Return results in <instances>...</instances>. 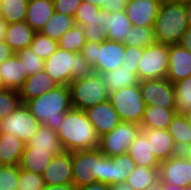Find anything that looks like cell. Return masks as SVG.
Masks as SVG:
<instances>
[{"label":"cell","instance_id":"52","mask_svg":"<svg viewBox=\"0 0 191 190\" xmlns=\"http://www.w3.org/2000/svg\"><path fill=\"white\" fill-rule=\"evenodd\" d=\"M44 190H77V188L73 184L67 185H46Z\"/></svg>","mask_w":191,"mask_h":190},{"label":"cell","instance_id":"30","mask_svg":"<svg viewBox=\"0 0 191 190\" xmlns=\"http://www.w3.org/2000/svg\"><path fill=\"white\" fill-rule=\"evenodd\" d=\"M167 130L179 152L191 147V125L182 114H175Z\"/></svg>","mask_w":191,"mask_h":190},{"label":"cell","instance_id":"48","mask_svg":"<svg viewBox=\"0 0 191 190\" xmlns=\"http://www.w3.org/2000/svg\"><path fill=\"white\" fill-rule=\"evenodd\" d=\"M126 5L127 4L124 0H108V5L104 8V10H107L110 13L123 11L125 10Z\"/></svg>","mask_w":191,"mask_h":190},{"label":"cell","instance_id":"45","mask_svg":"<svg viewBox=\"0 0 191 190\" xmlns=\"http://www.w3.org/2000/svg\"><path fill=\"white\" fill-rule=\"evenodd\" d=\"M100 9L101 8L96 5L82 1L74 16L75 24L81 26L85 25V21L93 20L97 16V12H99Z\"/></svg>","mask_w":191,"mask_h":190},{"label":"cell","instance_id":"10","mask_svg":"<svg viewBox=\"0 0 191 190\" xmlns=\"http://www.w3.org/2000/svg\"><path fill=\"white\" fill-rule=\"evenodd\" d=\"M41 125L25 104H21L0 120V133H9L27 144Z\"/></svg>","mask_w":191,"mask_h":190},{"label":"cell","instance_id":"17","mask_svg":"<svg viewBox=\"0 0 191 190\" xmlns=\"http://www.w3.org/2000/svg\"><path fill=\"white\" fill-rule=\"evenodd\" d=\"M161 0H133L125 7L132 26H153L158 15Z\"/></svg>","mask_w":191,"mask_h":190},{"label":"cell","instance_id":"20","mask_svg":"<svg viewBox=\"0 0 191 190\" xmlns=\"http://www.w3.org/2000/svg\"><path fill=\"white\" fill-rule=\"evenodd\" d=\"M27 77L23 62L16 55L0 64V78L6 89L19 91Z\"/></svg>","mask_w":191,"mask_h":190},{"label":"cell","instance_id":"42","mask_svg":"<svg viewBox=\"0 0 191 190\" xmlns=\"http://www.w3.org/2000/svg\"><path fill=\"white\" fill-rule=\"evenodd\" d=\"M18 165H0V190H18Z\"/></svg>","mask_w":191,"mask_h":190},{"label":"cell","instance_id":"23","mask_svg":"<svg viewBox=\"0 0 191 190\" xmlns=\"http://www.w3.org/2000/svg\"><path fill=\"white\" fill-rule=\"evenodd\" d=\"M53 156L55 155L51 150H34V147H25L18 166L20 169L42 175Z\"/></svg>","mask_w":191,"mask_h":190},{"label":"cell","instance_id":"47","mask_svg":"<svg viewBox=\"0 0 191 190\" xmlns=\"http://www.w3.org/2000/svg\"><path fill=\"white\" fill-rule=\"evenodd\" d=\"M83 0H53L55 12L74 17Z\"/></svg>","mask_w":191,"mask_h":190},{"label":"cell","instance_id":"16","mask_svg":"<svg viewBox=\"0 0 191 190\" xmlns=\"http://www.w3.org/2000/svg\"><path fill=\"white\" fill-rule=\"evenodd\" d=\"M169 66L166 78L177 83L191 76V52L181 44L169 45Z\"/></svg>","mask_w":191,"mask_h":190},{"label":"cell","instance_id":"24","mask_svg":"<svg viewBox=\"0 0 191 190\" xmlns=\"http://www.w3.org/2000/svg\"><path fill=\"white\" fill-rule=\"evenodd\" d=\"M99 74L109 93L127 86L138 85L140 82L135 69H128L123 66Z\"/></svg>","mask_w":191,"mask_h":190},{"label":"cell","instance_id":"3","mask_svg":"<svg viewBox=\"0 0 191 190\" xmlns=\"http://www.w3.org/2000/svg\"><path fill=\"white\" fill-rule=\"evenodd\" d=\"M188 28L183 1L164 0L160 3L153 25L157 43L180 44Z\"/></svg>","mask_w":191,"mask_h":190},{"label":"cell","instance_id":"61","mask_svg":"<svg viewBox=\"0 0 191 190\" xmlns=\"http://www.w3.org/2000/svg\"><path fill=\"white\" fill-rule=\"evenodd\" d=\"M3 89H5V88H4V85H3L1 78H0V90H3Z\"/></svg>","mask_w":191,"mask_h":190},{"label":"cell","instance_id":"1","mask_svg":"<svg viewBox=\"0 0 191 190\" xmlns=\"http://www.w3.org/2000/svg\"><path fill=\"white\" fill-rule=\"evenodd\" d=\"M67 152L90 150L99 147V137L83 110L71 108L56 131Z\"/></svg>","mask_w":191,"mask_h":190},{"label":"cell","instance_id":"62","mask_svg":"<svg viewBox=\"0 0 191 190\" xmlns=\"http://www.w3.org/2000/svg\"><path fill=\"white\" fill-rule=\"evenodd\" d=\"M126 2V4L130 3L133 0H124Z\"/></svg>","mask_w":191,"mask_h":190},{"label":"cell","instance_id":"29","mask_svg":"<svg viewBox=\"0 0 191 190\" xmlns=\"http://www.w3.org/2000/svg\"><path fill=\"white\" fill-rule=\"evenodd\" d=\"M82 27L86 41L102 43L108 40V11L100 9L97 16L93 20L85 21Z\"/></svg>","mask_w":191,"mask_h":190},{"label":"cell","instance_id":"32","mask_svg":"<svg viewBox=\"0 0 191 190\" xmlns=\"http://www.w3.org/2000/svg\"><path fill=\"white\" fill-rule=\"evenodd\" d=\"M108 40L116 42H125V37L132 27V23L126 15L125 10L110 13L108 11Z\"/></svg>","mask_w":191,"mask_h":190},{"label":"cell","instance_id":"5","mask_svg":"<svg viewBox=\"0 0 191 190\" xmlns=\"http://www.w3.org/2000/svg\"><path fill=\"white\" fill-rule=\"evenodd\" d=\"M125 44L106 40L102 43L88 42L80 54L89 62L95 73H104L122 66Z\"/></svg>","mask_w":191,"mask_h":190},{"label":"cell","instance_id":"40","mask_svg":"<svg viewBox=\"0 0 191 190\" xmlns=\"http://www.w3.org/2000/svg\"><path fill=\"white\" fill-rule=\"evenodd\" d=\"M15 55L23 62L28 77L44 70V60L37 56L31 47L24 48Z\"/></svg>","mask_w":191,"mask_h":190},{"label":"cell","instance_id":"12","mask_svg":"<svg viewBox=\"0 0 191 190\" xmlns=\"http://www.w3.org/2000/svg\"><path fill=\"white\" fill-rule=\"evenodd\" d=\"M159 180L179 187L191 185V161L183 152H180L160 162Z\"/></svg>","mask_w":191,"mask_h":190},{"label":"cell","instance_id":"25","mask_svg":"<svg viewBox=\"0 0 191 190\" xmlns=\"http://www.w3.org/2000/svg\"><path fill=\"white\" fill-rule=\"evenodd\" d=\"M175 109L146 105L140 123L141 129H167L175 116Z\"/></svg>","mask_w":191,"mask_h":190},{"label":"cell","instance_id":"46","mask_svg":"<svg viewBox=\"0 0 191 190\" xmlns=\"http://www.w3.org/2000/svg\"><path fill=\"white\" fill-rule=\"evenodd\" d=\"M144 47H135L125 45L124 61L122 66L128 69H135V73L138 70V64L142 58Z\"/></svg>","mask_w":191,"mask_h":190},{"label":"cell","instance_id":"53","mask_svg":"<svg viewBox=\"0 0 191 190\" xmlns=\"http://www.w3.org/2000/svg\"><path fill=\"white\" fill-rule=\"evenodd\" d=\"M8 26L9 23H7L3 18L0 17V42H5Z\"/></svg>","mask_w":191,"mask_h":190},{"label":"cell","instance_id":"15","mask_svg":"<svg viewBox=\"0 0 191 190\" xmlns=\"http://www.w3.org/2000/svg\"><path fill=\"white\" fill-rule=\"evenodd\" d=\"M42 177L49 186L72 184V152L53 156Z\"/></svg>","mask_w":191,"mask_h":190},{"label":"cell","instance_id":"6","mask_svg":"<svg viewBox=\"0 0 191 190\" xmlns=\"http://www.w3.org/2000/svg\"><path fill=\"white\" fill-rule=\"evenodd\" d=\"M71 106L74 109L86 110L98 103L109 100L110 93L100 74L93 72L89 77L72 81L69 84Z\"/></svg>","mask_w":191,"mask_h":190},{"label":"cell","instance_id":"18","mask_svg":"<svg viewBox=\"0 0 191 190\" xmlns=\"http://www.w3.org/2000/svg\"><path fill=\"white\" fill-rule=\"evenodd\" d=\"M141 131L147 136L154 156L159 162L180 153L167 129H141Z\"/></svg>","mask_w":191,"mask_h":190},{"label":"cell","instance_id":"59","mask_svg":"<svg viewBox=\"0 0 191 190\" xmlns=\"http://www.w3.org/2000/svg\"><path fill=\"white\" fill-rule=\"evenodd\" d=\"M184 118L187 120V122L191 125V109L184 114H182Z\"/></svg>","mask_w":191,"mask_h":190},{"label":"cell","instance_id":"19","mask_svg":"<svg viewBox=\"0 0 191 190\" xmlns=\"http://www.w3.org/2000/svg\"><path fill=\"white\" fill-rule=\"evenodd\" d=\"M57 85L58 83L44 70L27 77L18 91L22 104H24L27 100L37 98L41 94L50 91Z\"/></svg>","mask_w":191,"mask_h":190},{"label":"cell","instance_id":"4","mask_svg":"<svg viewBox=\"0 0 191 190\" xmlns=\"http://www.w3.org/2000/svg\"><path fill=\"white\" fill-rule=\"evenodd\" d=\"M44 71L58 85H66L72 81L89 77L94 71L89 62L80 54L57 48L44 60Z\"/></svg>","mask_w":191,"mask_h":190},{"label":"cell","instance_id":"51","mask_svg":"<svg viewBox=\"0 0 191 190\" xmlns=\"http://www.w3.org/2000/svg\"><path fill=\"white\" fill-rule=\"evenodd\" d=\"M180 44L191 52V27L184 33Z\"/></svg>","mask_w":191,"mask_h":190},{"label":"cell","instance_id":"36","mask_svg":"<svg viewBox=\"0 0 191 190\" xmlns=\"http://www.w3.org/2000/svg\"><path fill=\"white\" fill-rule=\"evenodd\" d=\"M57 44L58 48L62 50L80 53L83 46L86 44L83 27L75 24L57 40Z\"/></svg>","mask_w":191,"mask_h":190},{"label":"cell","instance_id":"22","mask_svg":"<svg viewBox=\"0 0 191 190\" xmlns=\"http://www.w3.org/2000/svg\"><path fill=\"white\" fill-rule=\"evenodd\" d=\"M127 154L133 159L136 166L159 168L160 162L154 156L150 142L142 131L130 144Z\"/></svg>","mask_w":191,"mask_h":190},{"label":"cell","instance_id":"7","mask_svg":"<svg viewBox=\"0 0 191 190\" xmlns=\"http://www.w3.org/2000/svg\"><path fill=\"white\" fill-rule=\"evenodd\" d=\"M109 100L122 121L140 125L146 105L139 84L111 92Z\"/></svg>","mask_w":191,"mask_h":190},{"label":"cell","instance_id":"39","mask_svg":"<svg viewBox=\"0 0 191 190\" xmlns=\"http://www.w3.org/2000/svg\"><path fill=\"white\" fill-rule=\"evenodd\" d=\"M30 47L41 59L46 60L58 48L57 40L51 39L41 32H36Z\"/></svg>","mask_w":191,"mask_h":190},{"label":"cell","instance_id":"21","mask_svg":"<svg viewBox=\"0 0 191 190\" xmlns=\"http://www.w3.org/2000/svg\"><path fill=\"white\" fill-rule=\"evenodd\" d=\"M54 12L53 0H29L25 22L35 32H40Z\"/></svg>","mask_w":191,"mask_h":190},{"label":"cell","instance_id":"27","mask_svg":"<svg viewBox=\"0 0 191 190\" xmlns=\"http://www.w3.org/2000/svg\"><path fill=\"white\" fill-rule=\"evenodd\" d=\"M26 143L9 133H0V165H18Z\"/></svg>","mask_w":191,"mask_h":190},{"label":"cell","instance_id":"35","mask_svg":"<svg viewBox=\"0 0 191 190\" xmlns=\"http://www.w3.org/2000/svg\"><path fill=\"white\" fill-rule=\"evenodd\" d=\"M29 0H0V17L7 23L25 21Z\"/></svg>","mask_w":191,"mask_h":190},{"label":"cell","instance_id":"37","mask_svg":"<svg viewBox=\"0 0 191 190\" xmlns=\"http://www.w3.org/2000/svg\"><path fill=\"white\" fill-rule=\"evenodd\" d=\"M156 43L153 26H132L125 37L124 44L127 46L147 47Z\"/></svg>","mask_w":191,"mask_h":190},{"label":"cell","instance_id":"2","mask_svg":"<svg viewBox=\"0 0 191 190\" xmlns=\"http://www.w3.org/2000/svg\"><path fill=\"white\" fill-rule=\"evenodd\" d=\"M24 104L39 123L57 131L64 120L65 112L72 108L70 88L66 85H57Z\"/></svg>","mask_w":191,"mask_h":190},{"label":"cell","instance_id":"13","mask_svg":"<svg viewBox=\"0 0 191 190\" xmlns=\"http://www.w3.org/2000/svg\"><path fill=\"white\" fill-rule=\"evenodd\" d=\"M84 112L86 113L88 120L92 123L99 138L111 132L122 122L110 100L98 103L93 107L84 110Z\"/></svg>","mask_w":191,"mask_h":190},{"label":"cell","instance_id":"54","mask_svg":"<svg viewBox=\"0 0 191 190\" xmlns=\"http://www.w3.org/2000/svg\"><path fill=\"white\" fill-rule=\"evenodd\" d=\"M183 3L185 6L187 24L189 27H191V0H184Z\"/></svg>","mask_w":191,"mask_h":190},{"label":"cell","instance_id":"58","mask_svg":"<svg viewBox=\"0 0 191 190\" xmlns=\"http://www.w3.org/2000/svg\"><path fill=\"white\" fill-rule=\"evenodd\" d=\"M146 190H164V186L160 180H157L155 183L149 186Z\"/></svg>","mask_w":191,"mask_h":190},{"label":"cell","instance_id":"60","mask_svg":"<svg viewBox=\"0 0 191 190\" xmlns=\"http://www.w3.org/2000/svg\"><path fill=\"white\" fill-rule=\"evenodd\" d=\"M183 153L191 161V147L187 148Z\"/></svg>","mask_w":191,"mask_h":190},{"label":"cell","instance_id":"38","mask_svg":"<svg viewBox=\"0 0 191 190\" xmlns=\"http://www.w3.org/2000/svg\"><path fill=\"white\" fill-rule=\"evenodd\" d=\"M175 111L184 114L191 109V76L174 83Z\"/></svg>","mask_w":191,"mask_h":190},{"label":"cell","instance_id":"55","mask_svg":"<svg viewBox=\"0 0 191 190\" xmlns=\"http://www.w3.org/2000/svg\"><path fill=\"white\" fill-rule=\"evenodd\" d=\"M83 1L90 3L92 5H96L101 9H104L108 5V0H83Z\"/></svg>","mask_w":191,"mask_h":190},{"label":"cell","instance_id":"49","mask_svg":"<svg viewBox=\"0 0 191 190\" xmlns=\"http://www.w3.org/2000/svg\"><path fill=\"white\" fill-rule=\"evenodd\" d=\"M16 53L10 48L6 42H0V64L13 57Z\"/></svg>","mask_w":191,"mask_h":190},{"label":"cell","instance_id":"31","mask_svg":"<svg viewBox=\"0 0 191 190\" xmlns=\"http://www.w3.org/2000/svg\"><path fill=\"white\" fill-rule=\"evenodd\" d=\"M136 164L127 154L110 157L109 186L116 183H125Z\"/></svg>","mask_w":191,"mask_h":190},{"label":"cell","instance_id":"57","mask_svg":"<svg viewBox=\"0 0 191 190\" xmlns=\"http://www.w3.org/2000/svg\"><path fill=\"white\" fill-rule=\"evenodd\" d=\"M109 190H132L126 183H116L110 185Z\"/></svg>","mask_w":191,"mask_h":190},{"label":"cell","instance_id":"33","mask_svg":"<svg viewBox=\"0 0 191 190\" xmlns=\"http://www.w3.org/2000/svg\"><path fill=\"white\" fill-rule=\"evenodd\" d=\"M159 180V168L136 166L126 180L132 190H146Z\"/></svg>","mask_w":191,"mask_h":190},{"label":"cell","instance_id":"11","mask_svg":"<svg viewBox=\"0 0 191 190\" xmlns=\"http://www.w3.org/2000/svg\"><path fill=\"white\" fill-rule=\"evenodd\" d=\"M145 105L175 109V88L167 78L145 79L139 82Z\"/></svg>","mask_w":191,"mask_h":190},{"label":"cell","instance_id":"34","mask_svg":"<svg viewBox=\"0 0 191 190\" xmlns=\"http://www.w3.org/2000/svg\"><path fill=\"white\" fill-rule=\"evenodd\" d=\"M74 25V17L54 12L40 32L51 39L58 40Z\"/></svg>","mask_w":191,"mask_h":190},{"label":"cell","instance_id":"43","mask_svg":"<svg viewBox=\"0 0 191 190\" xmlns=\"http://www.w3.org/2000/svg\"><path fill=\"white\" fill-rule=\"evenodd\" d=\"M18 190H44L45 182L41 174L20 169Z\"/></svg>","mask_w":191,"mask_h":190},{"label":"cell","instance_id":"26","mask_svg":"<svg viewBox=\"0 0 191 190\" xmlns=\"http://www.w3.org/2000/svg\"><path fill=\"white\" fill-rule=\"evenodd\" d=\"M35 33L25 21L9 23L5 42L17 53L24 48L30 47Z\"/></svg>","mask_w":191,"mask_h":190},{"label":"cell","instance_id":"14","mask_svg":"<svg viewBox=\"0 0 191 190\" xmlns=\"http://www.w3.org/2000/svg\"><path fill=\"white\" fill-rule=\"evenodd\" d=\"M96 148L72 152V184L76 188L94 183Z\"/></svg>","mask_w":191,"mask_h":190},{"label":"cell","instance_id":"56","mask_svg":"<svg viewBox=\"0 0 191 190\" xmlns=\"http://www.w3.org/2000/svg\"><path fill=\"white\" fill-rule=\"evenodd\" d=\"M163 186H164V190H191V185L179 187L176 185H170V184L163 183Z\"/></svg>","mask_w":191,"mask_h":190},{"label":"cell","instance_id":"41","mask_svg":"<svg viewBox=\"0 0 191 190\" xmlns=\"http://www.w3.org/2000/svg\"><path fill=\"white\" fill-rule=\"evenodd\" d=\"M22 104L19 92L13 89L0 90V120L14 112Z\"/></svg>","mask_w":191,"mask_h":190},{"label":"cell","instance_id":"28","mask_svg":"<svg viewBox=\"0 0 191 190\" xmlns=\"http://www.w3.org/2000/svg\"><path fill=\"white\" fill-rule=\"evenodd\" d=\"M26 147H34V150H51L54 155L62 154L65 151L56 131L43 124L26 144Z\"/></svg>","mask_w":191,"mask_h":190},{"label":"cell","instance_id":"44","mask_svg":"<svg viewBox=\"0 0 191 190\" xmlns=\"http://www.w3.org/2000/svg\"><path fill=\"white\" fill-rule=\"evenodd\" d=\"M93 179L109 185L110 177V157L104 155L99 148H96V167Z\"/></svg>","mask_w":191,"mask_h":190},{"label":"cell","instance_id":"9","mask_svg":"<svg viewBox=\"0 0 191 190\" xmlns=\"http://www.w3.org/2000/svg\"><path fill=\"white\" fill-rule=\"evenodd\" d=\"M140 131V125L122 121L111 132L99 138L98 148L108 157L125 154Z\"/></svg>","mask_w":191,"mask_h":190},{"label":"cell","instance_id":"50","mask_svg":"<svg viewBox=\"0 0 191 190\" xmlns=\"http://www.w3.org/2000/svg\"><path fill=\"white\" fill-rule=\"evenodd\" d=\"M109 188V185L95 181L94 183L77 188V190H109Z\"/></svg>","mask_w":191,"mask_h":190},{"label":"cell","instance_id":"8","mask_svg":"<svg viewBox=\"0 0 191 190\" xmlns=\"http://www.w3.org/2000/svg\"><path fill=\"white\" fill-rule=\"evenodd\" d=\"M169 45L154 43L144 48L138 64L139 80L166 78L169 66Z\"/></svg>","mask_w":191,"mask_h":190}]
</instances>
